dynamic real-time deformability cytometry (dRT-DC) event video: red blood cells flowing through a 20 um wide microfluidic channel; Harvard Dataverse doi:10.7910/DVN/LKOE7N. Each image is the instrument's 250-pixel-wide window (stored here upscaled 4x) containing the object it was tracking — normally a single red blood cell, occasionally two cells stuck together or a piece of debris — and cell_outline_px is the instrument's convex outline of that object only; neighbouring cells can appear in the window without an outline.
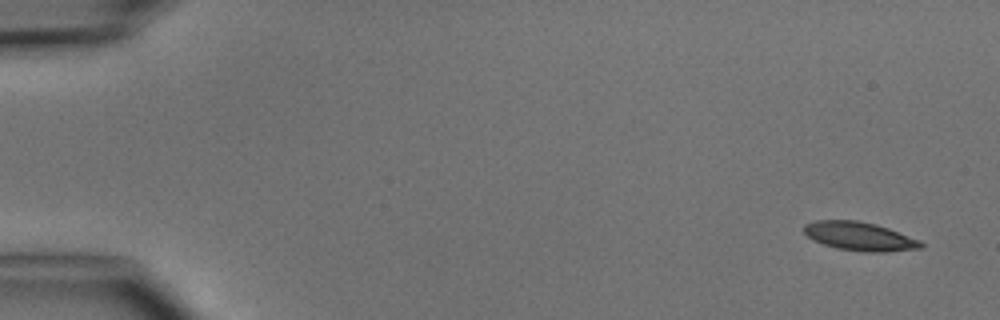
{"species": "common noctule bat (a hibernating species)", "species_latin": "Nyctalus noctula", "temperature_condition": "cold", "stored_images_in_passage": 6, "camera_frame_rate_fps": 3000, "um_per_image_px": 0.085, "animal": {"sex": "male", "body_mass_g": 15.6}, "frame": {"image": 1, "passage_image": 1, "time_ms": 0.0, "image_size_px": [1000, 320], "cell_outline_px": [[924, 248], [888, 252], [868, 252], [836, 248], [812, 240], [804, 232], [804, 224], [816, 220], [856, 220], [876, 224], [888, 228], [920, 240], [924, 244]], "centroid_in_image_um": [73.08, 20.09], "position_along_channel_um": 11.9, "area_um2": 19.59}}
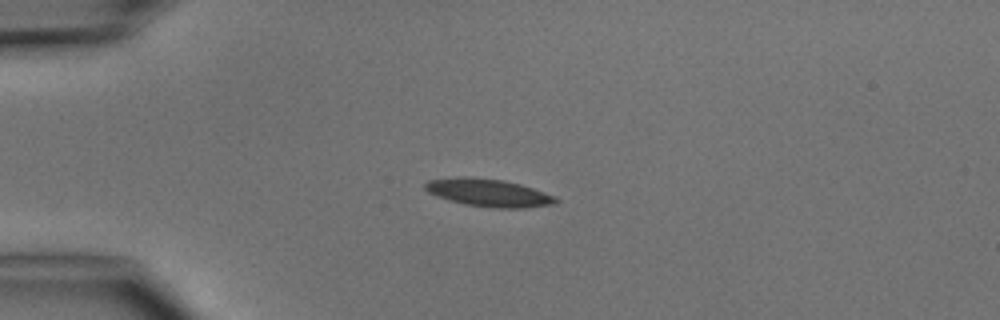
{"frame": {"image": 2, "passage_image": 3, "time_ms": 3.333, "image_size_px": [1000, 320], "cell_outline_px": [[560, 200], [556, 204], [524, 208], [492, 208], [464, 204], [436, 196], [428, 192], [424, 188], [424, 184], [428, 180], [456, 176], [472, 176], [504, 180], [520, 184], [556, 196]], "centroid_in_image_um": [41.53, 16.37], "position_along_channel_um": 43.5, "area_um2": 21.44}}
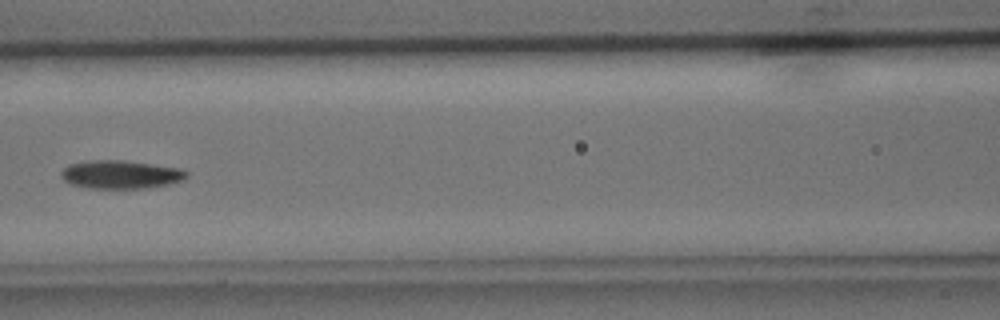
{"frame": {"image": 3, "passage_image": 6, "time_ms": 6.667, "image_size_px": [1000, 320], "cell_outline_px": [[188, 176], [184, 180], [168, 184], [148, 188], [88, 188], [68, 184], [60, 176], [60, 172], [68, 164], [88, 160], [124, 160], [180, 168], [188, 172]], "centroid_in_image_um": [10.23, 14.83], "position_along_channel_um": 156.4, "area_um2": 20.92}}